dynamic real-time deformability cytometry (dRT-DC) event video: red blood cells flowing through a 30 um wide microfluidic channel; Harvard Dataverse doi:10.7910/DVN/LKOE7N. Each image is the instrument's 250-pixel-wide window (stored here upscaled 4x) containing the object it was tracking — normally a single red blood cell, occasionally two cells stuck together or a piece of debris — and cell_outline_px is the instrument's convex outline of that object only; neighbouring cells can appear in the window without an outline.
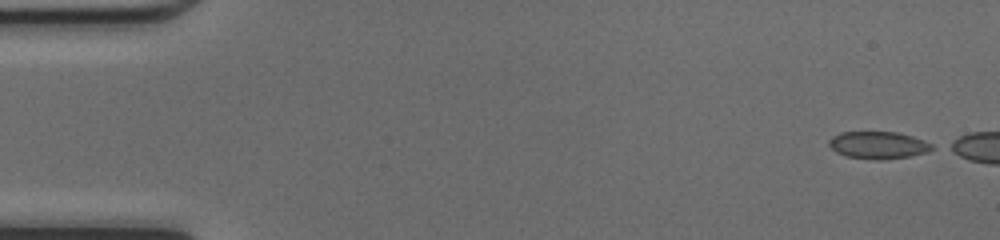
{"species": "common noctule bat (a hibernating species)", "species_latin": "Nyctalus noctula", "temperature_condition": "cold", "stored_images_in_passage": 8, "camera_frame_rate_fps": 3000, "um_per_image_px": 0.085, "animal": {"sex": "female", "body_mass_g": 17.0, "forearm_length_mm": 48.0}, "frame": {"image": 1, "passage_image": 1, "time_ms": 0.0, "image_size_px": [1000, 240], "cell_outline_px": [[936, 148], [928, 152], [912, 156], [876, 160], [848, 156], [836, 152], [828, 144], [828, 140], [832, 136], [840, 132], [896, 132], [912, 136], [924, 140], [932, 144]], "centroid_in_image_um": [74.67, 12.33], "position_along_channel_um": 10.3, "area_um2": 16.42}}